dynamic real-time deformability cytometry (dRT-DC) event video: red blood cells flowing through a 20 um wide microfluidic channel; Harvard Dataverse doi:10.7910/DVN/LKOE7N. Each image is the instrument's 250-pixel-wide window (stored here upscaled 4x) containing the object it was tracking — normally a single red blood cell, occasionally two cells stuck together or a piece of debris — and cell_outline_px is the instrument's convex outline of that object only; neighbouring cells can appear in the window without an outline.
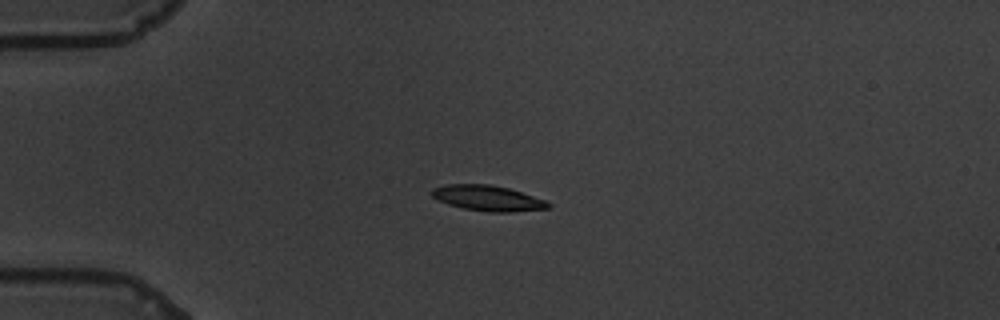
{"species": "common noctule bat (a hibernating species)", "species_latin": "Nyctalus noctula", "temperature_condition": "warm", "stored_images_in_passage": 45, "camera_frame_rate_fps": 3000, "um_per_image_px": 0.085, "animal": {"sex": "male", "body_mass_g": 19.5, "forearm_length_mm": 54.6}, "frame": {"image": 1, "passage_image": 1, "time_ms": 0.0, "image_size_px": [1000, 320], "cell_outline_px": [[552, 204], [548, 208], [508, 212], [492, 212], [464, 208], [448, 204], [436, 200], [432, 196], [432, 188], [444, 184], [488, 184], [508, 188], [544, 200]], "centroid_in_image_um": [41.4, 16.83], "position_along_channel_um": 43.6, "area_um2": 17.05}}
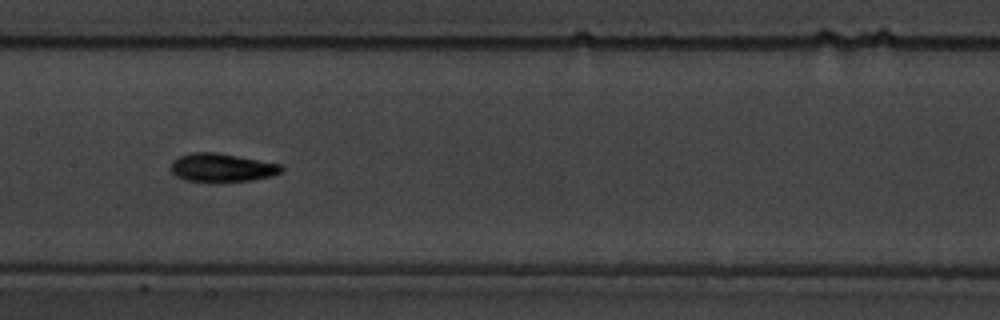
{"frame": {"image": 2, "passage_image": 16, "time_ms": 5.0, "image_size_px": [1000, 320], "cell_outline_px": [[284, 168], [280, 172], [268, 176], [252, 180], [184, 180], [176, 176], [172, 172], [172, 160], [180, 156], [192, 152], [216, 152], [280, 164]], "centroid_in_image_um": [18.83, 14.22], "position_along_channel_um": 188.6, "area_um2": 17.63}}
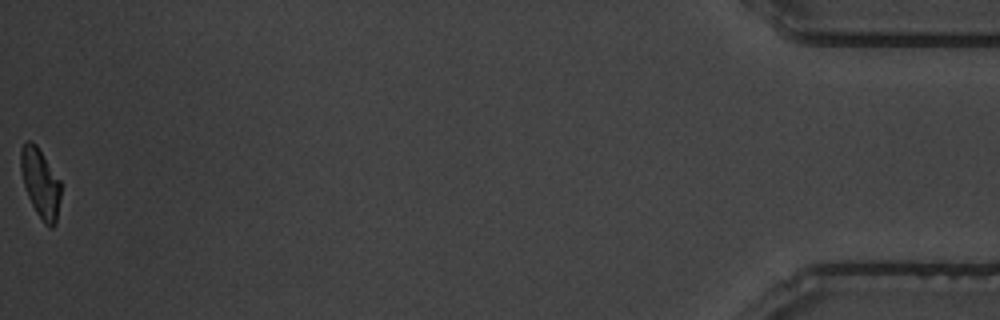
{"frame": {"image": 3, "passage_image": 45, "time_ms": 14.667, "image_size_px": [1000, 320], "cell_outline_px": [[60, 196], [56, 224], [52, 228], [48, 228], [44, 224], [36, 212], [28, 196], [24, 184], [20, 168], [20, 148], [28, 140], [32, 140], [36, 144], [60, 180]], "centroid_in_image_um": [3.43, 15.57], "position_along_channel_um": 431.8, "area_um2": 16.13}, "authors_computed_cell_mechanics": {"area_um2": 17.2244, "velocity_mm_per_s": 3.4636, "shape_relaxation_time_tau1_ms": 4.541, "shape_relaxation_time_tau2_ms": 5.33, "deformation_change_tau1": 0.1665, "deformation_change_tau2": 0.1077}}